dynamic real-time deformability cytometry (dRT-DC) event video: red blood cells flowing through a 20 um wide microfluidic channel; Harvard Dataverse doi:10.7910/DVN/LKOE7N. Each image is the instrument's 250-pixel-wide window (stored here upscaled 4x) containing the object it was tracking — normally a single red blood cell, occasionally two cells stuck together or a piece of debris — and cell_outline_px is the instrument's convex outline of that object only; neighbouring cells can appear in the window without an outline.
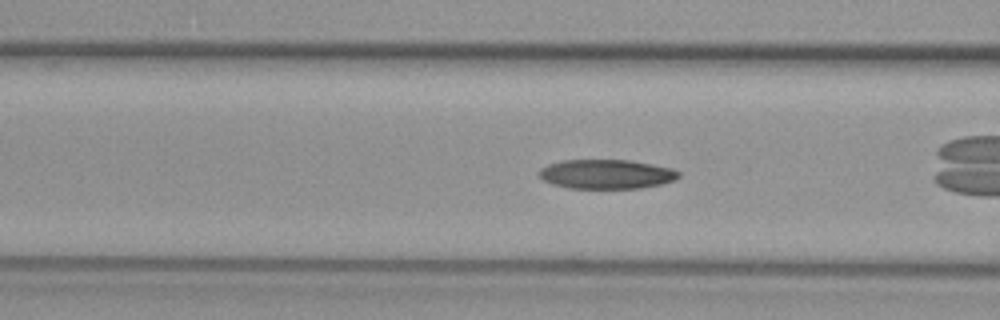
{"species": "common noctule bat (a hibernating species)", "species_latin": "Nyctalus noctula", "temperature_condition": "warm", "stored_images_in_passage": 15, "camera_frame_rate_fps": 3000, "um_per_image_px": 0.085, "animal": {"sex": "female", "body_mass_g": 29.2, "forearm_length_mm": 56.3}, "frame": {"image": 1, "passage_image": 5, "time_ms": 1.333, "image_size_px": [1000, 320], "cell_outline_px": [[680, 176], [676, 180], [660, 184], [640, 188], [568, 188], [552, 184], [544, 180], [536, 172], [540, 168], [548, 164], [564, 160], [632, 160], [672, 168], [680, 172]], "centroid_in_image_um": [51.54, 14.8], "position_along_channel_um": 115.1, "area_um2": 23.99}}
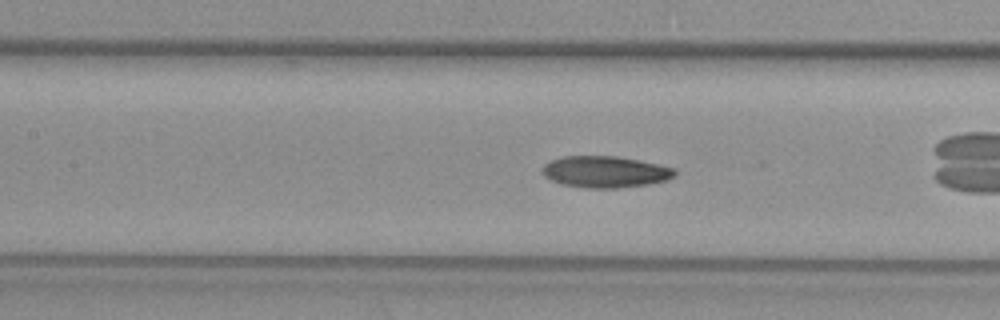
{"frame": {"image": 2, "passage_image": 8, "time_ms": 2.333, "image_size_px": [1000, 320], "cell_outline_px": [[676, 176], [668, 180], [648, 184], [616, 188], [584, 188], [560, 184], [544, 176], [540, 172], [540, 168], [544, 164], [560, 156], [616, 156], [676, 168]], "centroid_in_image_um": [51.4, 14.61], "position_along_channel_um": 156.0, "area_um2": 24.51}}
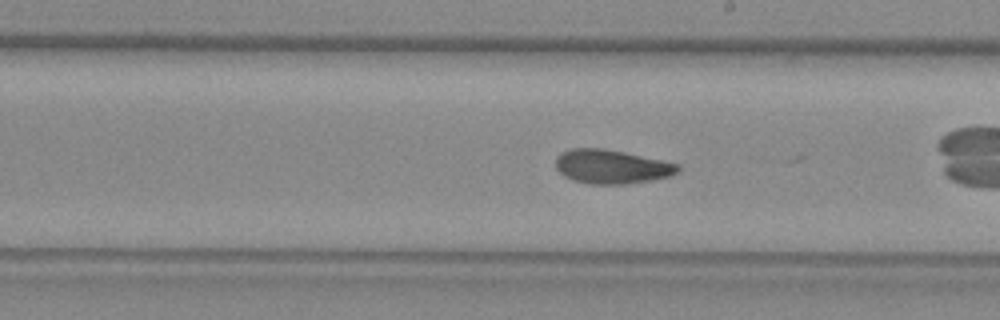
{"frame": {"image": 3, "passage_image": 14, "time_ms": 4.333, "image_size_px": [1000, 320], "cell_outline_px": [[680, 168], [672, 176], [624, 184], [588, 184], [572, 180], [564, 176], [556, 168], [556, 156], [560, 152], [572, 148], [604, 148], [624, 152], [680, 164]], "centroid_in_image_um": [51.95, 14.16], "position_along_channel_um": 237.1, "area_um2": 24.22}}